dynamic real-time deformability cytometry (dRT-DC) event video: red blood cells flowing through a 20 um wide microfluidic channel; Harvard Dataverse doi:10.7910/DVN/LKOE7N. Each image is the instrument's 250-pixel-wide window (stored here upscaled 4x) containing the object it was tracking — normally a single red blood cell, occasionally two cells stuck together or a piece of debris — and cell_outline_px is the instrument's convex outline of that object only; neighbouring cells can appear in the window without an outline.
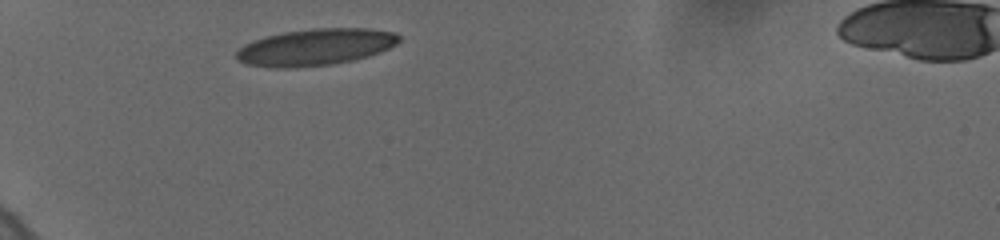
{"species": "human", "species_latin": "Homo sapiens", "temperature_condition": "cold", "stored_images_in_passage": 2, "camera_frame_rate_fps": 3000, "um_per_image_px": 0.085, "donor": {"sex": "female"}, "frame": {"image": 1, "passage_image": 1, "time_ms": 0.0, "image_size_px": [1000, 240], "cell_outline_px": [[400, 40], [396, 44], [380, 52], [368, 56], [352, 60], [332, 64], [296, 68], [276, 68], [248, 64], [236, 60], [236, 52], [244, 44], [268, 36], [284, 32], [312, 28], [372, 28], [396, 32], [400, 36]], "centroid_in_image_um": [26.85, 4.0], "position_along_channel_um": 58.2, "area_um2": 34.8}}